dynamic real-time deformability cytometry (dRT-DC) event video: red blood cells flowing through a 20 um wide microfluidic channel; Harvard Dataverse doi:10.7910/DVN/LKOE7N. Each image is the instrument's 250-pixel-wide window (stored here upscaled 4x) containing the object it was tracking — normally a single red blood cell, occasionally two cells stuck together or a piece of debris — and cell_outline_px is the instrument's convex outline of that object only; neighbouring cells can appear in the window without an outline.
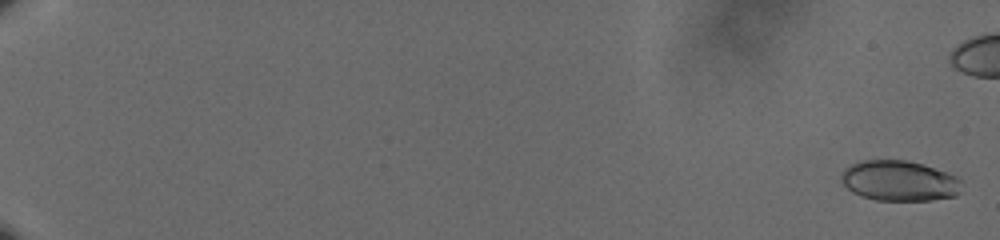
{"species": "human", "species_latin": "Homo sapiens", "temperature_condition": "cold", "stored_images_in_passage": 57, "camera_frame_rate_fps": 3000, "um_per_image_px": 0.085, "donor": {"sex": "male"}, "frame": {"image": 1, "passage_image": 2, "time_ms": 0.333, "image_size_px": [1000, 240], "cell_outline_px": [[960, 192], [956, 196], [932, 200], [876, 200], [860, 196], [852, 192], [840, 180], [840, 176], [844, 168], [860, 160], [904, 160], [924, 164], [956, 176], [960, 180]], "centroid_in_image_um": [76.42, 15.37], "position_along_channel_um": 8.6, "area_um2": 28.44}}
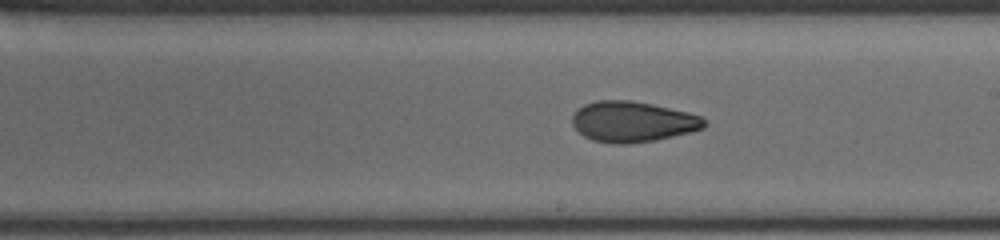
{"frame": {"image": 2, "passage_image": 40, "time_ms": 13.0, "image_size_px": [1000, 240], "cell_outline_px": [[708, 124], [704, 128], [692, 132], [656, 140], [632, 144], [612, 144], [592, 140], [584, 136], [572, 124], [572, 116], [584, 104], [596, 100], [628, 100], [652, 104], [688, 112], [700, 116]], "centroid_in_image_um": [53.79, 10.36], "position_along_channel_um": 235.2, "area_um2": 31.39}}
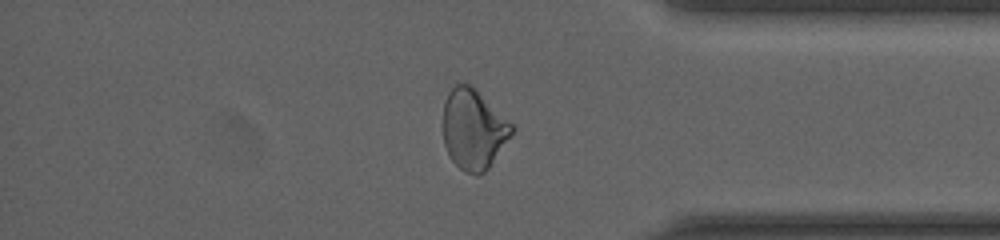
{"frame": {"image": 3, "passage_image": 54, "time_ms": 17.667, "image_size_px": [1000, 240], "cell_outline_px": [[516, 128], [488, 168], [484, 172], [476, 176], [464, 172], [452, 160], [444, 144], [444, 104], [448, 92], [456, 84], [468, 84], [512, 124]], "centroid_in_image_um": [40.23, 11.03], "position_along_channel_um": 395.0, "area_um2": 31.27}}